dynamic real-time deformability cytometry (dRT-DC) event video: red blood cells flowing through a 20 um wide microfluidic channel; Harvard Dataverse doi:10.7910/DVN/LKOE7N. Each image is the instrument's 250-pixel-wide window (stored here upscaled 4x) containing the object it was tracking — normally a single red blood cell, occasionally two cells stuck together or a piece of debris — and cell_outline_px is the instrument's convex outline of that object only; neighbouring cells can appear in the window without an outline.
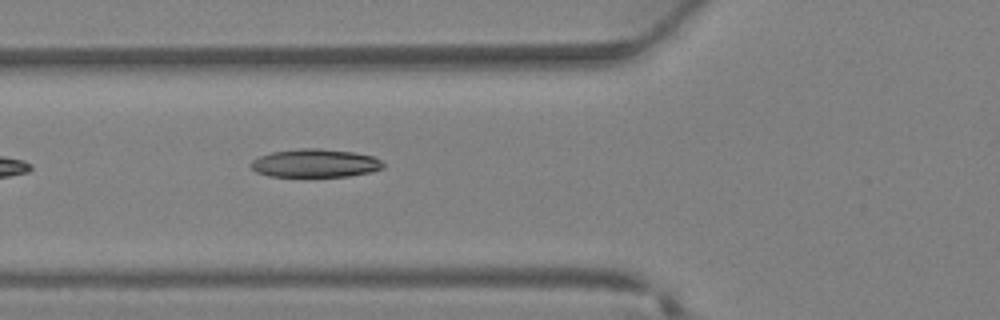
{"species": "Egyptian fruit bat (a non-hibernating species)", "species_latin": "Rousettus aegyptiacus", "temperature_condition": "warm", "stored_images_in_passage": 24, "camera_frame_rate_fps": 3000, "um_per_image_px": 0.085, "animal": {"sex": "female"}, "frame": {"image": 1, "passage_image": 5, "time_ms": 1.333, "image_size_px": [1000, 320], "cell_outline_px": [[384, 168], [372, 172], [348, 176], [268, 176], [256, 172], [248, 164], [252, 160], [260, 156], [272, 152], [296, 148], [320, 148], [352, 152], [372, 156], [380, 160], [384, 164]], "centroid_in_image_um": [26.77, 13.87], "position_along_channel_um": 99.0, "area_um2": 21.85}}
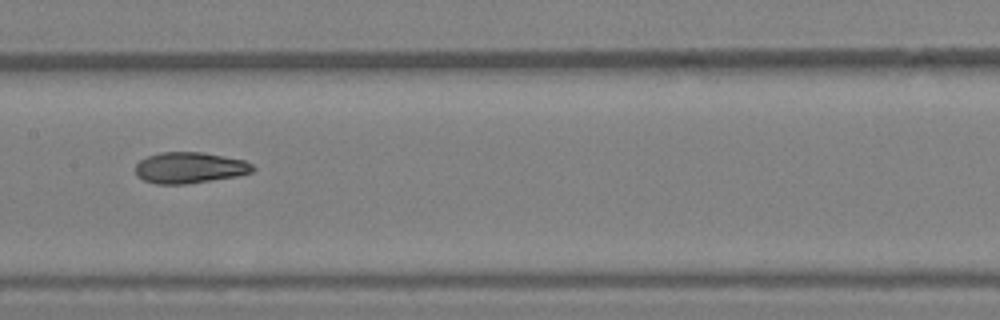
{"frame": {"image": 2, "passage_image": 10, "time_ms": 3.0, "image_size_px": [1000, 320], "cell_outline_px": [[256, 168], [252, 172], [236, 176], [184, 184], [156, 184], [144, 180], [136, 176], [136, 164], [140, 160], [148, 156], [160, 152], [204, 152], [244, 160], [252, 164]], "centroid_in_image_um": [16.11, 14.25], "position_along_channel_um": 191.3, "area_um2": 21.21}}
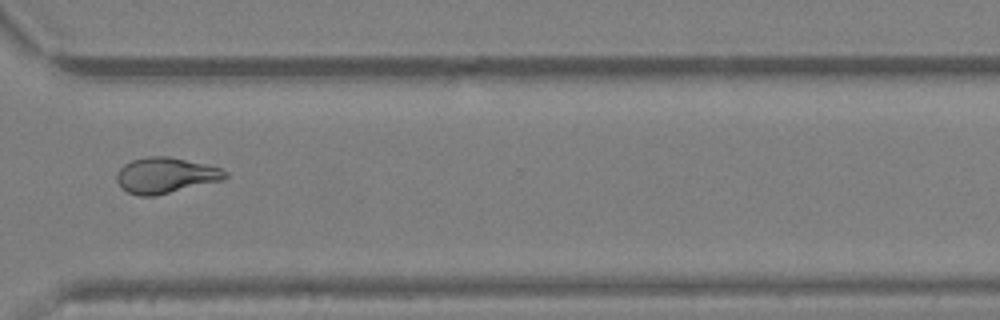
{"frame": {"image": 3, "passage_image": 19, "time_ms": 6.0, "image_size_px": [1000, 320], "cell_outline_px": [[228, 176], [224, 180], [156, 196], [140, 196], [128, 192], [120, 188], [116, 180], [116, 172], [124, 164], [132, 160], [144, 156], [168, 156], [204, 164], [220, 168], [228, 172]], "centroid_in_image_um": [14.05, 14.91], "position_along_channel_um": 356.5, "area_um2": 22.83}}